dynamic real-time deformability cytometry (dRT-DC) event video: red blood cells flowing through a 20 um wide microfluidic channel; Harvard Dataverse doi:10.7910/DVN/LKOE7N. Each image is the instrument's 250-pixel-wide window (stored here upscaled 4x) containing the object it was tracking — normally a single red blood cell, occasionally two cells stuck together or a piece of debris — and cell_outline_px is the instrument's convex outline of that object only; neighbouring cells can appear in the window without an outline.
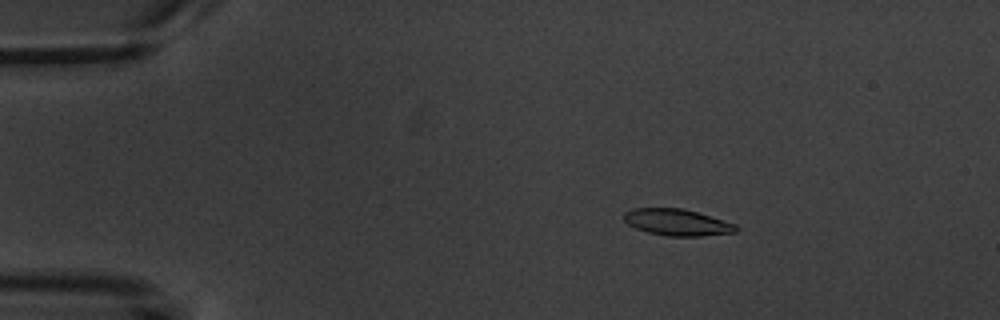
{"species": "common noctule bat (a hibernating species)", "species_latin": "Nyctalus noctula", "temperature_condition": "warm", "stored_images_in_passage": 4, "camera_frame_rate_fps": 3000, "um_per_image_px": 0.085, "animal": {"sex": "male", "body_mass_g": 20.1, "forearm_length_mm": 53.5}, "frame": {"image": 1, "passage_image": 2, "time_ms": 1.333, "image_size_px": [1000, 320], "cell_outline_px": [[740, 228], [736, 232], [700, 236], [668, 236], [648, 232], [636, 228], [628, 224], [624, 220], [624, 212], [632, 208], [684, 208], [736, 224]], "centroid_in_image_um": [57.56, 18.89], "position_along_channel_um": 27.4, "area_um2": 17.34}}